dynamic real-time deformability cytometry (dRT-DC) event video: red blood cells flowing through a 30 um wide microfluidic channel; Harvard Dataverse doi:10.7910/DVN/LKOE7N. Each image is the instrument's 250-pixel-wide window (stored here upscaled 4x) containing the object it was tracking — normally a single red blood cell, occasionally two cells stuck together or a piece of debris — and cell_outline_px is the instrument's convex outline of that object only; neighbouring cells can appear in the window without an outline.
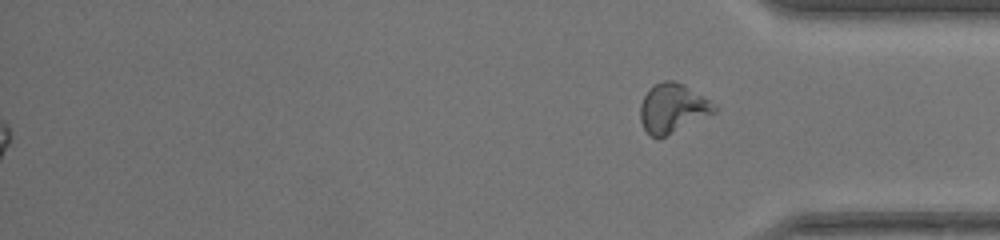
{"species": "common noctule bat (a hibernating species)", "species_latin": "Nyctalus noctula", "temperature_condition": "warm", "stored_images_in_passage": 53, "segment_of_instrument_passage": [2, 2], "camera_frame_rate_fps": 3000, "um_per_image_px": 0.085, "animal": {"sex": "female", "body_mass_g": 17.0, "forearm_length_mm": 48.0}, "frame": {"image": 1, "passage_image": 53, "time_ms": 17.333, "image_size_px": [1000, 240], "cell_outline_px": [[716, 112], [664, 136], [652, 136], [644, 128], [640, 120], [640, 104], [648, 88], [664, 80], [676, 80], [684, 84], [708, 100], [716, 108]], "centroid_in_image_um": [57.13, 9.16], "position_along_channel_um": 378.1, "area_um2": 20.69}}